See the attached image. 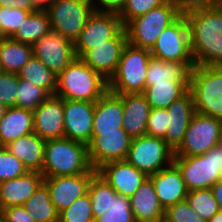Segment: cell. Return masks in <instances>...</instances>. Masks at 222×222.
<instances>
[{
    "instance_id": "cell-1",
    "label": "cell",
    "mask_w": 222,
    "mask_h": 222,
    "mask_svg": "<svg viewBox=\"0 0 222 222\" xmlns=\"http://www.w3.org/2000/svg\"><path fill=\"white\" fill-rule=\"evenodd\" d=\"M184 15L195 66H222V8L196 9Z\"/></svg>"
},
{
    "instance_id": "cell-2",
    "label": "cell",
    "mask_w": 222,
    "mask_h": 222,
    "mask_svg": "<svg viewBox=\"0 0 222 222\" xmlns=\"http://www.w3.org/2000/svg\"><path fill=\"white\" fill-rule=\"evenodd\" d=\"M44 177L97 173L88 157V145L69 138L48 139L44 146Z\"/></svg>"
},
{
    "instance_id": "cell-3",
    "label": "cell",
    "mask_w": 222,
    "mask_h": 222,
    "mask_svg": "<svg viewBox=\"0 0 222 222\" xmlns=\"http://www.w3.org/2000/svg\"><path fill=\"white\" fill-rule=\"evenodd\" d=\"M107 91L108 80L77 57L57 76L55 95L63 99L96 102Z\"/></svg>"
},
{
    "instance_id": "cell-4",
    "label": "cell",
    "mask_w": 222,
    "mask_h": 222,
    "mask_svg": "<svg viewBox=\"0 0 222 222\" xmlns=\"http://www.w3.org/2000/svg\"><path fill=\"white\" fill-rule=\"evenodd\" d=\"M150 50L127 43L114 75L108 81V90L117 95L143 93Z\"/></svg>"
},
{
    "instance_id": "cell-5",
    "label": "cell",
    "mask_w": 222,
    "mask_h": 222,
    "mask_svg": "<svg viewBox=\"0 0 222 222\" xmlns=\"http://www.w3.org/2000/svg\"><path fill=\"white\" fill-rule=\"evenodd\" d=\"M181 15L177 5L172 0H168L146 14L135 17L124 26L128 43L135 47L151 50L164 29Z\"/></svg>"
},
{
    "instance_id": "cell-6",
    "label": "cell",
    "mask_w": 222,
    "mask_h": 222,
    "mask_svg": "<svg viewBox=\"0 0 222 222\" xmlns=\"http://www.w3.org/2000/svg\"><path fill=\"white\" fill-rule=\"evenodd\" d=\"M188 90L195 112L222 120V66H194Z\"/></svg>"
},
{
    "instance_id": "cell-7",
    "label": "cell",
    "mask_w": 222,
    "mask_h": 222,
    "mask_svg": "<svg viewBox=\"0 0 222 222\" xmlns=\"http://www.w3.org/2000/svg\"><path fill=\"white\" fill-rule=\"evenodd\" d=\"M94 222H136L129 197L119 195L96 173L88 187Z\"/></svg>"
},
{
    "instance_id": "cell-8",
    "label": "cell",
    "mask_w": 222,
    "mask_h": 222,
    "mask_svg": "<svg viewBox=\"0 0 222 222\" xmlns=\"http://www.w3.org/2000/svg\"><path fill=\"white\" fill-rule=\"evenodd\" d=\"M174 151L163 138L142 135L132 138L126 161L147 177L171 165Z\"/></svg>"
},
{
    "instance_id": "cell-9",
    "label": "cell",
    "mask_w": 222,
    "mask_h": 222,
    "mask_svg": "<svg viewBox=\"0 0 222 222\" xmlns=\"http://www.w3.org/2000/svg\"><path fill=\"white\" fill-rule=\"evenodd\" d=\"M222 142V120L195 112L184 139L174 156H196L207 153Z\"/></svg>"
},
{
    "instance_id": "cell-10",
    "label": "cell",
    "mask_w": 222,
    "mask_h": 222,
    "mask_svg": "<svg viewBox=\"0 0 222 222\" xmlns=\"http://www.w3.org/2000/svg\"><path fill=\"white\" fill-rule=\"evenodd\" d=\"M46 11L51 30L74 43L94 8L90 0H54Z\"/></svg>"
},
{
    "instance_id": "cell-11",
    "label": "cell",
    "mask_w": 222,
    "mask_h": 222,
    "mask_svg": "<svg viewBox=\"0 0 222 222\" xmlns=\"http://www.w3.org/2000/svg\"><path fill=\"white\" fill-rule=\"evenodd\" d=\"M151 56L164 61H193L187 19L181 15L165 28L150 50Z\"/></svg>"
},
{
    "instance_id": "cell-12",
    "label": "cell",
    "mask_w": 222,
    "mask_h": 222,
    "mask_svg": "<svg viewBox=\"0 0 222 222\" xmlns=\"http://www.w3.org/2000/svg\"><path fill=\"white\" fill-rule=\"evenodd\" d=\"M123 27L118 14L94 11L74 41L76 57L80 58L87 50L112 39Z\"/></svg>"
},
{
    "instance_id": "cell-13",
    "label": "cell",
    "mask_w": 222,
    "mask_h": 222,
    "mask_svg": "<svg viewBox=\"0 0 222 222\" xmlns=\"http://www.w3.org/2000/svg\"><path fill=\"white\" fill-rule=\"evenodd\" d=\"M188 191L211 188L222 176H216L214 148L203 155L174 156Z\"/></svg>"
},
{
    "instance_id": "cell-14",
    "label": "cell",
    "mask_w": 222,
    "mask_h": 222,
    "mask_svg": "<svg viewBox=\"0 0 222 222\" xmlns=\"http://www.w3.org/2000/svg\"><path fill=\"white\" fill-rule=\"evenodd\" d=\"M132 138L125 131L101 132L92 134L88 144V157L93 169L98 170L102 165L125 160Z\"/></svg>"
},
{
    "instance_id": "cell-15",
    "label": "cell",
    "mask_w": 222,
    "mask_h": 222,
    "mask_svg": "<svg viewBox=\"0 0 222 222\" xmlns=\"http://www.w3.org/2000/svg\"><path fill=\"white\" fill-rule=\"evenodd\" d=\"M32 48L33 56L57 76L76 58L74 43L52 30L35 42Z\"/></svg>"
},
{
    "instance_id": "cell-16",
    "label": "cell",
    "mask_w": 222,
    "mask_h": 222,
    "mask_svg": "<svg viewBox=\"0 0 222 222\" xmlns=\"http://www.w3.org/2000/svg\"><path fill=\"white\" fill-rule=\"evenodd\" d=\"M127 43V34L123 27L112 39L87 50L80 59L109 81L116 72Z\"/></svg>"
},
{
    "instance_id": "cell-17",
    "label": "cell",
    "mask_w": 222,
    "mask_h": 222,
    "mask_svg": "<svg viewBox=\"0 0 222 222\" xmlns=\"http://www.w3.org/2000/svg\"><path fill=\"white\" fill-rule=\"evenodd\" d=\"M95 102L64 99V137L89 144L92 140Z\"/></svg>"
},
{
    "instance_id": "cell-18",
    "label": "cell",
    "mask_w": 222,
    "mask_h": 222,
    "mask_svg": "<svg viewBox=\"0 0 222 222\" xmlns=\"http://www.w3.org/2000/svg\"><path fill=\"white\" fill-rule=\"evenodd\" d=\"M95 174L44 177L43 183L47 186L51 202L58 213L69 207L75 199L87 194L89 183Z\"/></svg>"
},
{
    "instance_id": "cell-19",
    "label": "cell",
    "mask_w": 222,
    "mask_h": 222,
    "mask_svg": "<svg viewBox=\"0 0 222 222\" xmlns=\"http://www.w3.org/2000/svg\"><path fill=\"white\" fill-rule=\"evenodd\" d=\"M34 132L42 139L64 137V99L50 95L34 111Z\"/></svg>"
},
{
    "instance_id": "cell-20",
    "label": "cell",
    "mask_w": 222,
    "mask_h": 222,
    "mask_svg": "<svg viewBox=\"0 0 222 222\" xmlns=\"http://www.w3.org/2000/svg\"><path fill=\"white\" fill-rule=\"evenodd\" d=\"M97 173L116 191L130 197L148 178L126 160L113 161L102 165Z\"/></svg>"
},
{
    "instance_id": "cell-21",
    "label": "cell",
    "mask_w": 222,
    "mask_h": 222,
    "mask_svg": "<svg viewBox=\"0 0 222 222\" xmlns=\"http://www.w3.org/2000/svg\"><path fill=\"white\" fill-rule=\"evenodd\" d=\"M168 128L164 141L175 151L184 139L185 132L195 113L194 99L188 90L182 97L167 107Z\"/></svg>"
},
{
    "instance_id": "cell-22",
    "label": "cell",
    "mask_w": 222,
    "mask_h": 222,
    "mask_svg": "<svg viewBox=\"0 0 222 222\" xmlns=\"http://www.w3.org/2000/svg\"><path fill=\"white\" fill-rule=\"evenodd\" d=\"M149 178L164 209L186 199L188 190L178 167L174 163L149 176Z\"/></svg>"
},
{
    "instance_id": "cell-23",
    "label": "cell",
    "mask_w": 222,
    "mask_h": 222,
    "mask_svg": "<svg viewBox=\"0 0 222 222\" xmlns=\"http://www.w3.org/2000/svg\"><path fill=\"white\" fill-rule=\"evenodd\" d=\"M122 95L107 91L95 102L92 134L124 131Z\"/></svg>"
},
{
    "instance_id": "cell-24",
    "label": "cell",
    "mask_w": 222,
    "mask_h": 222,
    "mask_svg": "<svg viewBox=\"0 0 222 222\" xmlns=\"http://www.w3.org/2000/svg\"><path fill=\"white\" fill-rule=\"evenodd\" d=\"M39 171H27L23 176L0 182V210L23 205L43 183Z\"/></svg>"
},
{
    "instance_id": "cell-25",
    "label": "cell",
    "mask_w": 222,
    "mask_h": 222,
    "mask_svg": "<svg viewBox=\"0 0 222 222\" xmlns=\"http://www.w3.org/2000/svg\"><path fill=\"white\" fill-rule=\"evenodd\" d=\"M123 129L131 138L146 134L151 106L142 93L124 94Z\"/></svg>"
},
{
    "instance_id": "cell-26",
    "label": "cell",
    "mask_w": 222,
    "mask_h": 222,
    "mask_svg": "<svg viewBox=\"0 0 222 222\" xmlns=\"http://www.w3.org/2000/svg\"><path fill=\"white\" fill-rule=\"evenodd\" d=\"M129 200L136 222H158L165 215L149 177Z\"/></svg>"
},
{
    "instance_id": "cell-27",
    "label": "cell",
    "mask_w": 222,
    "mask_h": 222,
    "mask_svg": "<svg viewBox=\"0 0 222 222\" xmlns=\"http://www.w3.org/2000/svg\"><path fill=\"white\" fill-rule=\"evenodd\" d=\"M46 140L40 138L35 132L24 135L5 147L19 159L28 171H42L44 162V146Z\"/></svg>"
},
{
    "instance_id": "cell-28",
    "label": "cell",
    "mask_w": 222,
    "mask_h": 222,
    "mask_svg": "<svg viewBox=\"0 0 222 222\" xmlns=\"http://www.w3.org/2000/svg\"><path fill=\"white\" fill-rule=\"evenodd\" d=\"M34 132L33 111L18 107H7L0 120V146Z\"/></svg>"
},
{
    "instance_id": "cell-29",
    "label": "cell",
    "mask_w": 222,
    "mask_h": 222,
    "mask_svg": "<svg viewBox=\"0 0 222 222\" xmlns=\"http://www.w3.org/2000/svg\"><path fill=\"white\" fill-rule=\"evenodd\" d=\"M190 81L146 82L143 95L151 108H167L189 89Z\"/></svg>"
},
{
    "instance_id": "cell-30",
    "label": "cell",
    "mask_w": 222,
    "mask_h": 222,
    "mask_svg": "<svg viewBox=\"0 0 222 222\" xmlns=\"http://www.w3.org/2000/svg\"><path fill=\"white\" fill-rule=\"evenodd\" d=\"M194 61H164L151 56L148 63L146 82L190 81Z\"/></svg>"
},
{
    "instance_id": "cell-31",
    "label": "cell",
    "mask_w": 222,
    "mask_h": 222,
    "mask_svg": "<svg viewBox=\"0 0 222 222\" xmlns=\"http://www.w3.org/2000/svg\"><path fill=\"white\" fill-rule=\"evenodd\" d=\"M33 56L31 44L6 37L0 40V65L3 72L17 74Z\"/></svg>"
},
{
    "instance_id": "cell-32",
    "label": "cell",
    "mask_w": 222,
    "mask_h": 222,
    "mask_svg": "<svg viewBox=\"0 0 222 222\" xmlns=\"http://www.w3.org/2000/svg\"><path fill=\"white\" fill-rule=\"evenodd\" d=\"M23 207L36 222L59 221V213L51 202L49 190L44 183L23 204Z\"/></svg>"
},
{
    "instance_id": "cell-33",
    "label": "cell",
    "mask_w": 222,
    "mask_h": 222,
    "mask_svg": "<svg viewBox=\"0 0 222 222\" xmlns=\"http://www.w3.org/2000/svg\"><path fill=\"white\" fill-rule=\"evenodd\" d=\"M50 30V21L47 11L36 10L30 13L11 38L33 45Z\"/></svg>"
},
{
    "instance_id": "cell-34",
    "label": "cell",
    "mask_w": 222,
    "mask_h": 222,
    "mask_svg": "<svg viewBox=\"0 0 222 222\" xmlns=\"http://www.w3.org/2000/svg\"><path fill=\"white\" fill-rule=\"evenodd\" d=\"M17 75L23 80H28L34 83V85L43 87L51 95H54L56 92L57 75L34 56H32L31 59L22 67Z\"/></svg>"
},
{
    "instance_id": "cell-35",
    "label": "cell",
    "mask_w": 222,
    "mask_h": 222,
    "mask_svg": "<svg viewBox=\"0 0 222 222\" xmlns=\"http://www.w3.org/2000/svg\"><path fill=\"white\" fill-rule=\"evenodd\" d=\"M185 200L206 221L220 211L211 188L188 191Z\"/></svg>"
},
{
    "instance_id": "cell-36",
    "label": "cell",
    "mask_w": 222,
    "mask_h": 222,
    "mask_svg": "<svg viewBox=\"0 0 222 222\" xmlns=\"http://www.w3.org/2000/svg\"><path fill=\"white\" fill-rule=\"evenodd\" d=\"M15 107L34 111L51 94L43 87L19 78Z\"/></svg>"
},
{
    "instance_id": "cell-37",
    "label": "cell",
    "mask_w": 222,
    "mask_h": 222,
    "mask_svg": "<svg viewBox=\"0 0 222 222\" xmlns=\"http://www.w3.org/2000/svg\"><path fill=\"white\" fill-rule=\"evenodd\" d=\"M58 222H94L89 194L75 199L69 207L61 211Z\"/></svg>"
},
{
    "instance_id": "cell-38",
    "label": "cell",
    "mask_w": 222,
    "mask_h": 222,
    "mask_svg": "<svg viewBox=\"0 0 222 222\" xmlns=\"http://www.w3.org/2000/svg\"><path fill=\"white\" fill-rule=\"evenodd\" d=\"M31 12L21 8L0 7V27L4 38L12 37Z\"/></svg>"
},
{
    "instance_id": "cell-39",
    "label": "cell",
    "mask_w": 222,
    "mask_h": 222,
    "mask_svg": "<svg viewBox=\"0 0 222 222\" xmlns=\"http://www.w3.org/2000/svg\"><path fill=\"white\" fill-rule=\"evenodd\" d=\"M27 168L5 146H0V182L23 176Z\"/></svg>"
},
{
    "instance_id": "cell-40",
    "label": "cell",
    "mask_w": 222,
    "mask_h": 222,
    "mask_svg": "<svg viewBox=\"0 0 222 222\" xmlns=\"http://www.w3.org/2000/svg\"><path fill=\"white\" fill-rule=\"evenodd\" d=\"M167 1L168 0H127L118 16L121 18L122 25L125 26L135 17L144 15L151 9L159 7Z\"/></svg>"
},
{
    "instance_id": "cell-41",
    "label": "cell",
    "mask_w": 222,
    "mask_h": 222,
    "mask_svg": "<svg viewBox=\"0 0 222 222\" xmlns=\"http://www.w3.org/2000/svg\"><path fill=\"white\" fill-rule=\"evenodd\" d=\"M19 77L14 73L0 74V103L6 107H15Z\"/></svg>"
},
{
    "instance_id": "cell-42",
    "label": "cell",
    "mask_w": 222,
    "mask_h": 222,
    "mask_svg": "<svg viewBox=\"0 0 222 222\" xmlns=\"http://www.w3.org/2000/svg\"><path fill=\"white\" fill-rule=\"evenodd\" d=\"M164 217L171 222H207L189 206L186 200L167 207Z\"/></svg>"
},
{
    "instance_id": "cell-43",
    "label": "cell",
    "mask_w": 222,
    "mask_h": 222,
    "mask_svg": "<svg viewBox=\"0 0 222 222\" xmlns=\"http://www.w3.org/2000/svg\"><path fill=\"white\" fill-rule=\"evenodd\" d=\"M168 117L167 108H151L146 134L164 138L168 128Z\"/></svg>"
},
{
    "instance_id": "cell-44",
    "label": "cell",
    "mask_w": 222,
    "mask_h": 222,
    "mask_svg": "<svg viewBox=\"0 0 222 222\" xmlns=\"http://www.w3.org/2000/svg\"><path fill=\"white\" fill-rule=\"evenodd\" d=\"M5 222H36L23 205L10 206L0 210Z\"/></svg>"
},
{
    "instance_id": "cell-45",
    "label": "cell",
    "mask_w": 222,
    "mask_h": 222,
    "mask_svg": "<svg viewBox=\"0 0 222 222\" xmlns=\"http://www.w3.org/2000/svg\"><path fill=\"white\" fill-rule=\"evenodd\" d=\"M94 11L119 14L127 0H90Z\"/></svg>"
},
{
    "instance_id": "cell-46",
    "label": "cell",
    "mask_w": 222,
    "mask_h": 222,
    "mask_svg": "<svg viewBox=\"0 0 222 222\" xmlns=\"http://www.w3.org/2000/svg\"><path fill=\"white\" fill-rule=\"evenodd\" d=\"M178 11L184 15L189 11L213 7V0H172Z\"/></svg>"
},
{
    "instance_id": "cell-47",
    "label": "cell",
    "mask_w": 222,
    "mask_h": 222,
    "mask_svg": "<svg viewBox=\"0 0 222 222\" xmlns=\"http://www.w3.org/2000/svg\"><path fill=\"white\" fill-rule=\"evenodd\" d=\"M0 7L21 8L28 11H36L30 0H0Z\"/></svg>"
},
{
    "instance_id": "cell-48",
    "label": "cell",
    "mask_w": 222,
    "mask_h": 222,
    "mask_svg": "<svg viewBox=\"0 0 222 222\" xmlns=\"http://www.w3.org/2000/svg\"><path fill=\"white\" fill-rule=\"evenodd\" d=\"M214 164L216 176H222V142L214 147Z\"/></svg>"
},
{
    "instance_id": "cell-49",
    "label": "cell",
    "mask_w": 222,
    "mask_h": 222,
    "mask_svg": "<svg viewBox=\"0 0 222 222\" xmlns=\"http://www.w3.org/2000/svg\"><path fill=\"white\" fill-rule=\"evenodd\" d=\"M214 198L216 199L219 209L222 210V178L219 179L212 187Z\"/></svg>"
},
{
    "instance_id": "cell-50",
    "label": "cell",
    "mask_w": 222,
    "mask_h": 222,
    "mask_svg": "<svg viewBox=\"0 0 222 222\" xmlns=\"http://www.w3.org/2000/svg\"><path fill=\"white\" fill-rule=\"evenodd\" d=\"M36 10H46L54 0H30Z\"/></svg>"
},
{
    "instance_id": "cell-51",
    "label": "cell",
    "mask_w": 222,
    "mask_h": 222,
    "mask_svg": "<svg viewBox=\"0 0 222 222\" xmlns=\"http://www.w3.org/2000/svg\"><path fill=\"white\" fill-rule=\"evenodd\" d=\"M207 222H222V210L212 216Z\"/></svg>"
},
{
    "instance_id": "cell-52",
    "label": "cell",
    "mask_w": 222,
    "mask_h": 222,
    "mask_svg": "<svg viewBox=\"0 0 222 222\" xmlns=\"http://www.w3.org/2000/svg\"><path fill=\"white\" fill-rule=\"evenodd\" d=\"M6 110H7V107L0 103V120L3 118Z\"/></svg>"
},
{
    "instance_id": "cell-53",
    "label": "cell",
    "mask_w": 222,
    "mask_h": 222,
    "mask_svg": "<svg viewBox=\"0 0 222 222\" xmlns=\"http://www.w3.org/2000/svg\"><path fill=\"white\" fill-rule=\"evenodd\" d=\"M213 7L222 8V0H213Z\"/></svg>"
},
{
    "instance_id": "cell-54",
    "label": "cell",
    "mask_w": 222,
    "mask_h": 222,
    "mask_svg": "<svg viewBox=\"0 0 222 222\" xmlns=\"http://www.w3.org/2000/svg\"><path fill=\"white\" fill-rule=\"evenodd\" d=\"M158 222H171V221L165 217H162Z\"/></svg>"
},
{
    "instance_id": "cell-55",
    "label": "cell",
    "mask_w": 222,
    "mask_h": 222,
    "mask_svg": "<svg viewBox=\"0 0 222 222\" xmlns=\"http://www.w3.org/2000/svg\"><path fill=\"white\" fill-rule=\"evenodd\" d=\"M4 38V33L2 32V29L0 27V40H2Z\"/></svg>"
},
{
    "instance_id": "cell-56",
    "label": "cell",
    "mask_w": 222,
    "mask_h": 222,
    "mask_svg": "<svg viewBox=\"0 0 222 222\" xmlns=\"http://www.w3.org/2000/svg\"><path fill=\"white\" fill-rule=\"evenodd\" d=\"M0 222H5L4 218L0 215Z\"/></svg>"
},
{
    "instance_id": "cell-57",
    "label": "cell",
    "mask_w": 222,
    "mask_h": 222,
    "mask_svg": "<svg viewBox=\"0 0 222 222\" xmlns=\"http://www.w3.org/2000/svg\"><path fill=\"white\" fill-rule=\"evenodd\" d=\"M3 72V70H2V67H1V65H0V74Z\"/></svg>"
}]
</instances>
